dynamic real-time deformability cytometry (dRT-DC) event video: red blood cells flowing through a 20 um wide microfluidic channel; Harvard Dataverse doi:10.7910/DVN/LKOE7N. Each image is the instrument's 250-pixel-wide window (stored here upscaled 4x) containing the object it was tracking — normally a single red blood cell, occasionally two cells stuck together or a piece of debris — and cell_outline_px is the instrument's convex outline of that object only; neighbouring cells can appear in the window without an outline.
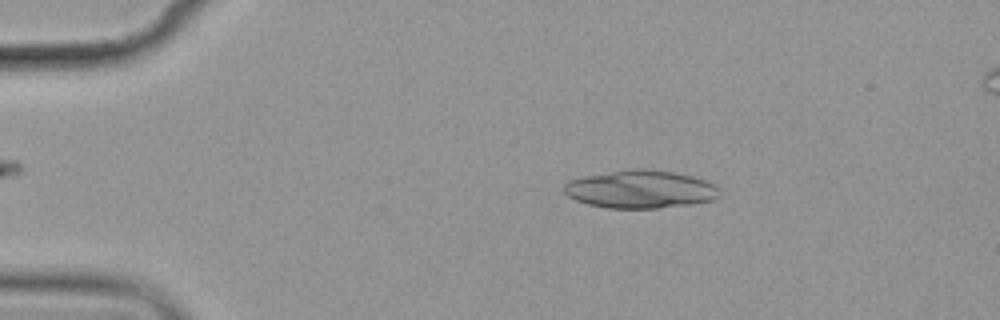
{"species": "common noctule bat (a hibernating species)", "species_latin": "Nyctalus noctula", "temperature_condition": "cold", "stored_images_in_passage": 5, "camera_frame_rate_fps": 3000, "um_per_image_px": 0.085, "animal": {"sex": "female", "body_mass_g": 19.9}, "frame": {"image": 1, "passage_image": 3, "time_ms": 2.333, "image_size_px": [1000, 320], "cell_outline_px": [[720, 196], [712, 200], [692, 204], [656, 208], [608, 208], [588, 204], [576, 200], [568, 196], [564, 192], [564, 184], [568, 180], [584, 176], [628, 168], [648, 168], [676, 172], [708, 180], [716, 184], [720, 188]], "centroid_in_image_um": [54.47, 16.07], "position_along_channel_um": 30.5, "area_um2": 34.91}}